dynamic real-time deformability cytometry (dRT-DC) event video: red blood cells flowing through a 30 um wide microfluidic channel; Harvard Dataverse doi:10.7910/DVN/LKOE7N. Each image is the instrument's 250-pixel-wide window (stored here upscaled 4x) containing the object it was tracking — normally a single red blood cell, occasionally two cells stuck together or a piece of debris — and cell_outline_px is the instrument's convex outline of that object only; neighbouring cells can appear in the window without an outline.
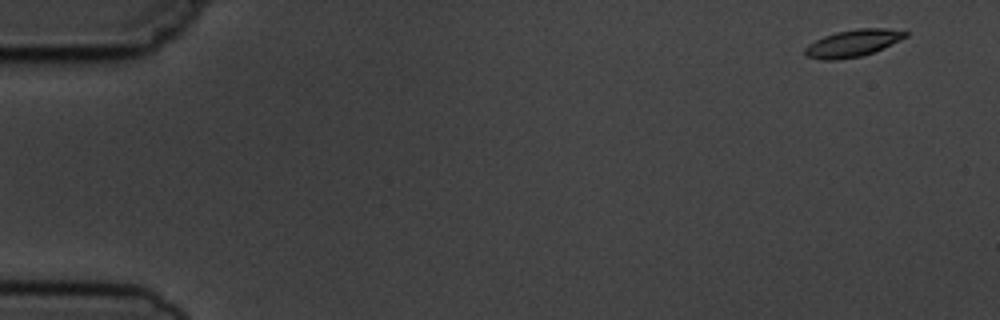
{"species": "common noctule bat (a hibernating species)", "species_latin": "Nyctalus noctula", "temperature_condition": "cold", "stored_images_in_passage": 6, "camera_frame_rate_fps": 3000, "um_per_image_px": 0.085, "animal": {"sex": "male", "body_mass_g": 19.5, "forearm_length_mm": 54.6}, "frame": {"image": 1, "passage_image": 1, "time_ms": 0.0, "image_size_px": [1000, 320], "cell_outline_px": [[908, 36], [900, 40], [872, 52], [860, 56], [836, 60], [820, 60], [804, 56], [804, 48], [808, 44], [824, 36], [836, 32], [856, 28], [884, 28], [908, 32]], "centroid_in_image_um": [72.44, 3.67], "position_along_channel_um": 12.6, "area_um2": 15.78}}
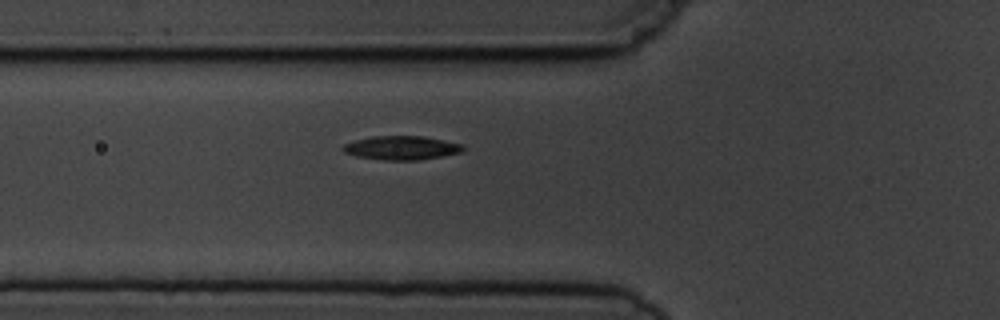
{"frame": {"image": 2, "passage_image": 6, "time_ms": 5.667, "image_size_px": [1000, 320], "cell_outline_px": [[464, 148], [460, 152], [420, 160], [384, 160], [356, 156], [344, 152], [340, 148], [344, 144], [356, 140], [372, 136], [424, 136], [464, 144]], "centroid_in_image_um": [34.11, 12.56], "position_along_channel_um": 91.7, "area_um2": 16.65}}